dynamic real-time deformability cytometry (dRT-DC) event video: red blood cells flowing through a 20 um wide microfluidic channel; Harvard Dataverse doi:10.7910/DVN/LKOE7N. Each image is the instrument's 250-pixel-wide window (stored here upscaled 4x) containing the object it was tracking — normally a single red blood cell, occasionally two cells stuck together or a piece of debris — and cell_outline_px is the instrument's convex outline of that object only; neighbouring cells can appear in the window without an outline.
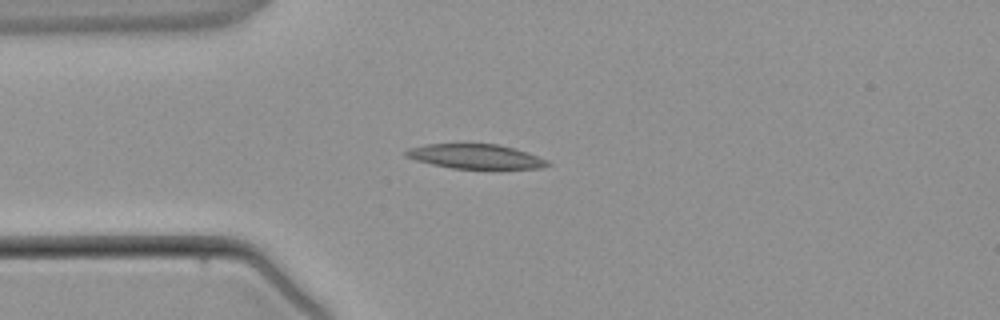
{"species": "common noctule bat (a hibernating species)", "species_latin": "Nyctalus noctula", "temperature_condition": "warm", "stored_images_in_passage": 2, "camera_frame_rate_fps": 3000, "um_per_image_px": 0.085, "animal": {"sex": "male", "body_mass_g": 21.5, "forearm_length_mm": 52.0}, "frame": {"image": 1, "passage_image": 2, "time_ms": 1.667, "image_size_px": [1000, 320], "cell_outline_px": [[552, 164], [540, 168], [452, 168], [432, 164], [416, 160], [404, 156], [404, 152], [408, 148], [424, 144], [500, 144], [528, 152], [548, 160]], "centroid_in_image_um": [40.41, 13.29], "position_along_channel_um": 44.6, "area_um2": 20.17}}